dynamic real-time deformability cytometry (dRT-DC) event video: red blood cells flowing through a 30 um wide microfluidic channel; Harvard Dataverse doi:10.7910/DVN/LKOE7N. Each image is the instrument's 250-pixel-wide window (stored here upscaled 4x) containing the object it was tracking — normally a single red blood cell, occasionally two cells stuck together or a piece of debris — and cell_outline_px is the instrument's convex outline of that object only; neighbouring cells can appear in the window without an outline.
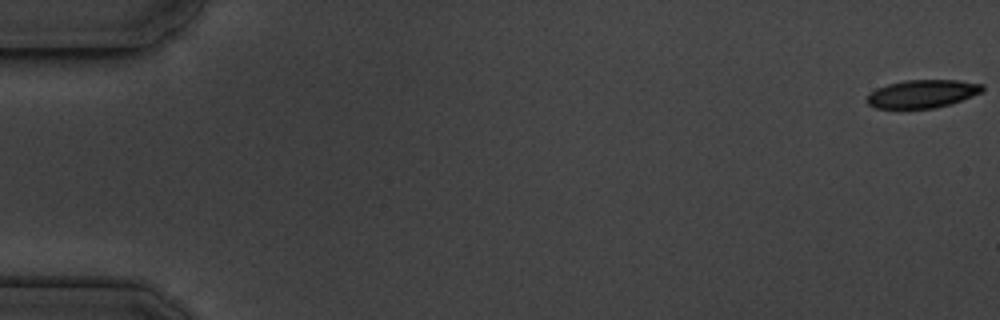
{"species": "common noctule bat (a hibernating species)", "species_latin": "Nyctalus noctula", "temperature_condition": "cold", "stored_images_in_passage": 56, "camera_frame_rate_fps": 3000, "um_per_image_px": 0.085, "animal": {"sex": "male", "body_mass_g": 19.5, "forearm_length_mm": 54.6}, "frame": {"image": 1, "passage_image": 1, "time_ms": 0.0, "image_size_px": [1000, 320], "cell_outline_px": [[984, 88], [980, 92], [960, 100], [936, 108], [876, 108], [868, 104], [864, 100], [876, 88], [888, 84], [904, 80], [956, 80], [984, 84]], "centroid_in_image_um": [78.36, 7.96], "position_along_channel_um": 6.6, "area_um2": 18.67}}
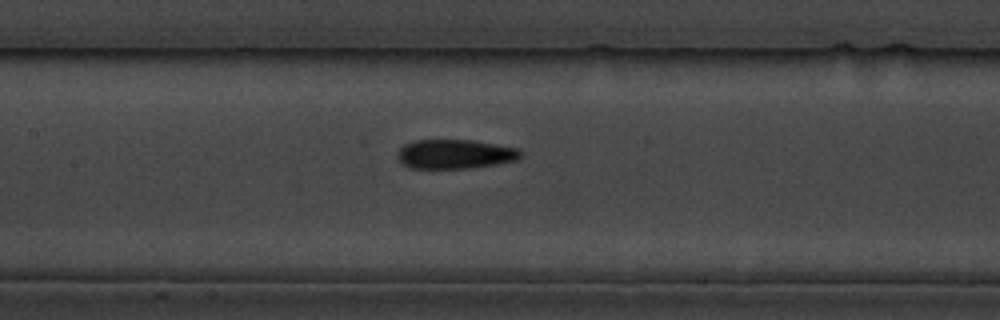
{"frame": {"image": 2, "passage_image": 27, "time_ms": 8.667, "image_size_px": [1000, 320], "cell_outline_px": [[520, 156], [516, 160], [496, 164], [472, 168], [408, 168], [400, 164], [396, 156], [396, 152], [404, 144], [416, 140], [472, 140], [520, 148]], "centroid_in_image_um": [38.62, 13.1], "position_along_channel_um": 168.8, "area_um2": 21.21}}
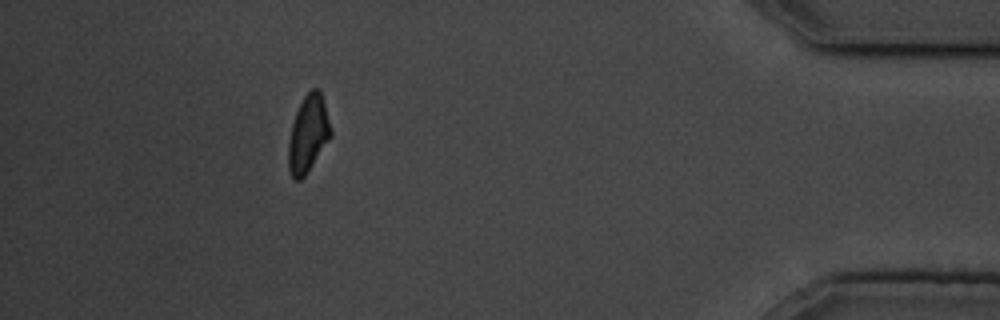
{"frame": {"image": 3, "passage_image": 51, "time_ms": 16.667, "image_size_px": [1000, 320], "cell_outline_px": [[332, 136], [304, 176], [300, 180], [292, 180], [288, 168], [288, 140], [292, 124], [296, 112], [304, 96], [312, 88], [320, 88], [324, 100], [332, 128]], "centroid_in_image_um": [26.2, 11.37], "position_along_channel_um": 409.0, "area_um2": 19.19}, "authors_computed_cell_mechanics": {"area_um2": 20.2011, "velocity_mm_per_s": 3.637, "shape_relaxation_time_tau1_ms": 3.2624, "shape_relaxation_time_tau2_ms": 2.7703, "deformation_change_tau1": 0.1218, "deformation_change_tau2": 0.1032}}